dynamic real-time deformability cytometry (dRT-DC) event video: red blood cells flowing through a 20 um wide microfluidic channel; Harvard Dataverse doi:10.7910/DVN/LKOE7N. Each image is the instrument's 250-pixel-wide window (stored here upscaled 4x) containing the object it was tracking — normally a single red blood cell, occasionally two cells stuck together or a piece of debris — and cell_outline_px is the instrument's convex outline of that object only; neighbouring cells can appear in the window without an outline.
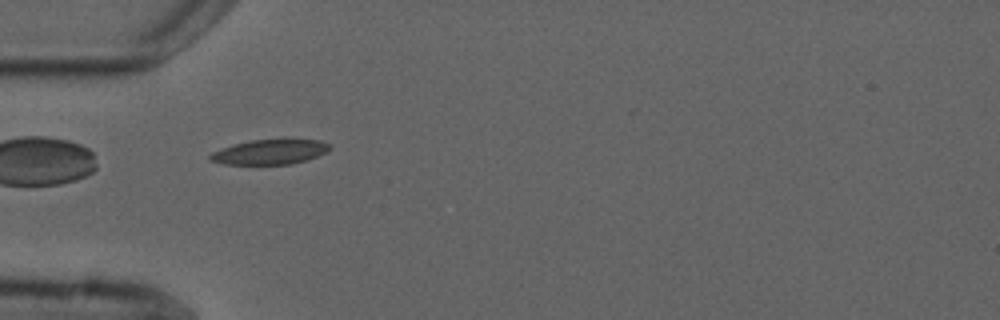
{"species": "common noctule bat (a hibernating species)", "species_latin": "Nyctalus noctula", "temperature_condition": "cold", "stored_images_in_passage": 6, "camera_frame_rate_fps": 3000, "um_per_image_px": 0.085, "animal": {"sex": "male", "forearm_length_mm": 52.5}, "frame": {"image": 1, "passage_image": 5, "time_ms": 5.0, "image_size_px": [1000, 320], "cell_outline_px": [[332, 148], [308, 160], [292, 164], [224, 164], [208, 160], [208, 156], [212, 152], [220, 148], [232, 144], [252, 140], [320, 140], [332, 144]], "centroid_in_image_um": [22.91, 12.92], "position_along_channel_um": 62.1, "area_um2": 17.34}}